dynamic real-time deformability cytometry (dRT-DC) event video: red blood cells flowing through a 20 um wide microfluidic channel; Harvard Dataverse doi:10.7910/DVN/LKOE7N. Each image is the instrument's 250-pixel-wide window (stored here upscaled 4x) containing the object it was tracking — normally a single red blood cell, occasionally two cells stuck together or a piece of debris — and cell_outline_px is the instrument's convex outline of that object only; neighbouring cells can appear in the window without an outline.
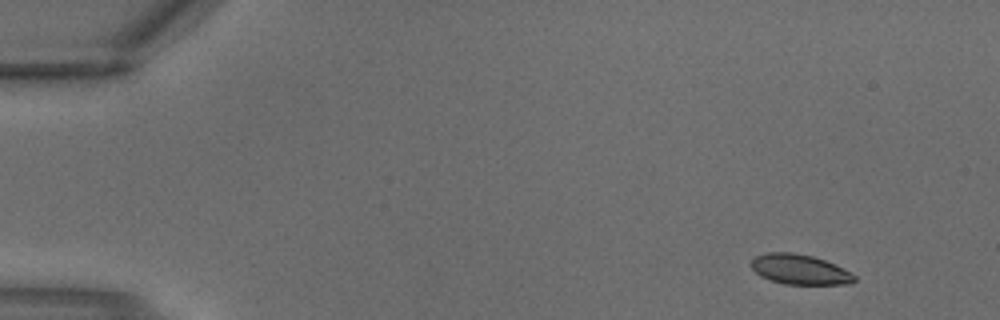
{"species": "common noctule bat (a hibernating species)", "species_latin": "Nyctalus noctula", "temperature_condition": "warm", "stored_images_in_passage": 2, "segment_of_instrument_passage": [2, 2], "camera_frame_rate_fps": 3000, "um_per_image_px": 0.085, "animal": {"sex": "male", "body_mass_g": 18.8}, "frame": {"image": 1, "passage_image": 2, "time_ms": 0.333, "image_size_px": [1000, 320], "cell_outline_px": [[856, 280], [848, 284], [784, 284], [760, 276], [752, 268], [752, 260], [756, 256], [764, 252], [792, 252], [812, 256], [824, 260], [856, 276]], "centroid_in_image_um": [67.94, 22.9], "position_along_channel_um": 17.1, "area_um2": 17.74}}